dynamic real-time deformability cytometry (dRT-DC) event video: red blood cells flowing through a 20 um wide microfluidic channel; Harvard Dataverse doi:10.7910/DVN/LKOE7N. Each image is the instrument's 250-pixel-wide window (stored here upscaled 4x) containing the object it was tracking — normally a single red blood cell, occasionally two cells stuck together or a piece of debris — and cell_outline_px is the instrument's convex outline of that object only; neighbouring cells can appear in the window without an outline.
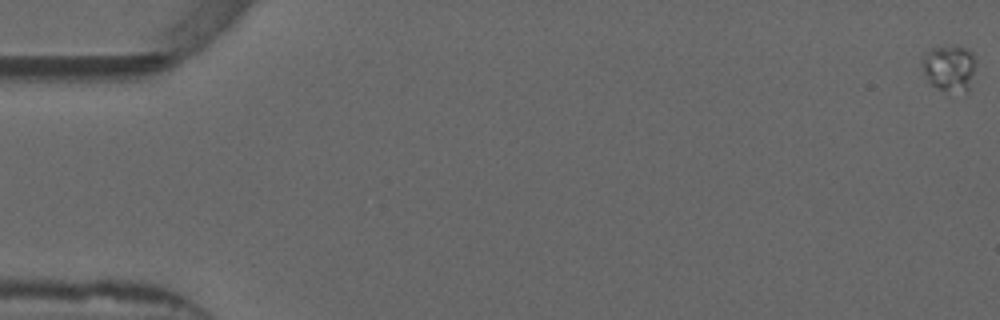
{"species": "common noctule bat (a hibernating species)", "species_latin": "Nyctalus noctula", "temperature_condition": "warm", "stored_images_in_passage": 57, "camera_frame_rate_fps": 3000, "um_per_image_px": 0.085, "animal": {"sex": "male", "forearm_length_mm": 52.5}, "frame": {"image": 1, "passage_image": 1, "time_ms": 0.0, "image_size_px": [1000, 320], "cell_outline_px": [[976, 56], [968, 92], [964, 96], [952, 100], [932, 84], [928, 80], [924, 72], [920, 60], [920, 56], [924, 52], [932, 48], [964, 48], [972, 52]], "centroid_in_image_um": [80.68, 5.94], "position_along_channel_um": 4.3, "area_um2": 15.26}}
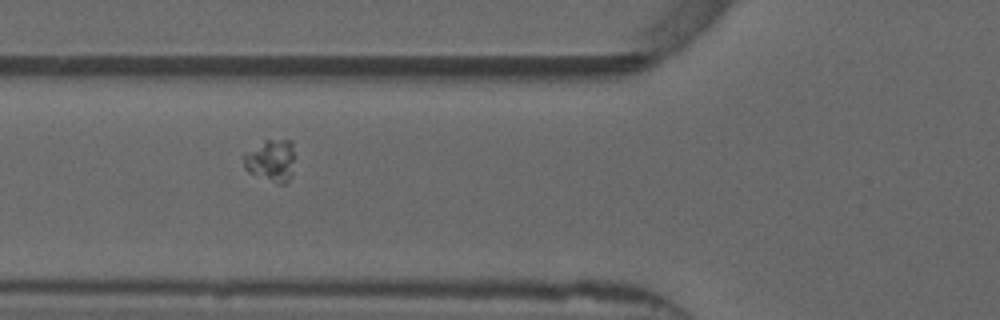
{"frame": {"image": 2, "passage_image": 22, "time_ms": 7.0, "image_size_px": [1000, 320], "cell_outline_px": [[292, 172], [288, 180], [284, 184], [276, 184], [248, 172], [244, 168], [244, 152], [264, 140], [292, 140]], "centroid_in_image_um": [22.99, 13.65], "position_along_channel_um": 102.8, "area_um2": 12.48}}
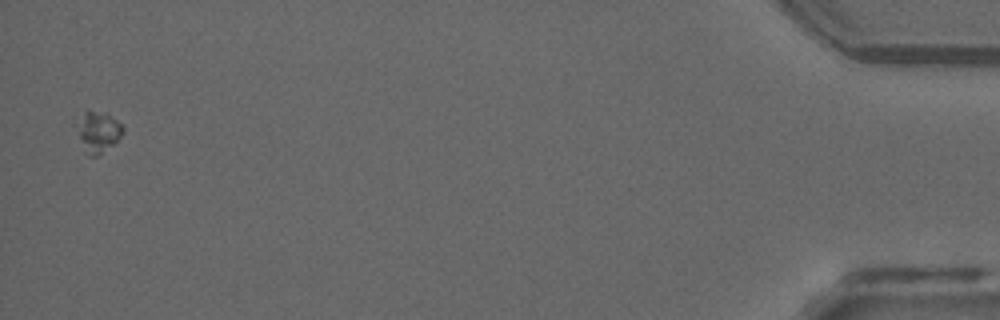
{"frame": {"image": 3, "passage_image": 55, "time_ms": 18.0, "image_size_px": [1000, 320], "cell_outline_px": [[124, 132], [112, 144], [96, 156], [88, 156], [72, 124], [84, 112], [92, 112], [108, 116], [116, 120], [124, 128]], "centroid_in_image_um": [8.25, 11.22], "position_along_channel_um": 427.0, "area_um2": 10.64}}